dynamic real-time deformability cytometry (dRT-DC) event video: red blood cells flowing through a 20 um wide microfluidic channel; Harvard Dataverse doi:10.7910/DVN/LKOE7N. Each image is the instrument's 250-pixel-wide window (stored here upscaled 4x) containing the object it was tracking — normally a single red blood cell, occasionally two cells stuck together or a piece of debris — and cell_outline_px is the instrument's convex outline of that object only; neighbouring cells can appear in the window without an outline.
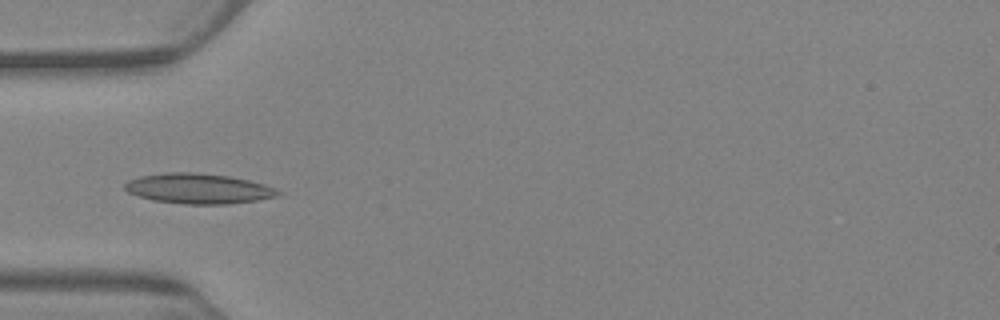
{"species": "Egyptian fruit bat (a non-hibernating species)", "species_latin": "Rousettus aegyptiacus", "temperature_condition": "warm", "stored_images_in_passage": 6, "camera_frame_rate_fps": 3000, "um_per_image_px": 0.085, "animal": {"sex": "female"}, "frame": {"image": 1, "passage_image": 5, "time_ms": 4.667, "image_size_px": [1000, 320], "cell_outline_px": [[284, 192], [280, 196], [256, 200], [228, 204], [184, 204], [152, 200], [128, 192], [124, 188], [124, 184], [128, 180], [140, 176], [164, 172], [196, 172], [228, 176], [248, 180], [264, 184], [276, 188]], "centroid_in_image_um": [16.89, 16.03], "position_along_channel_um": 68.1, "area_um2": 27.11}}
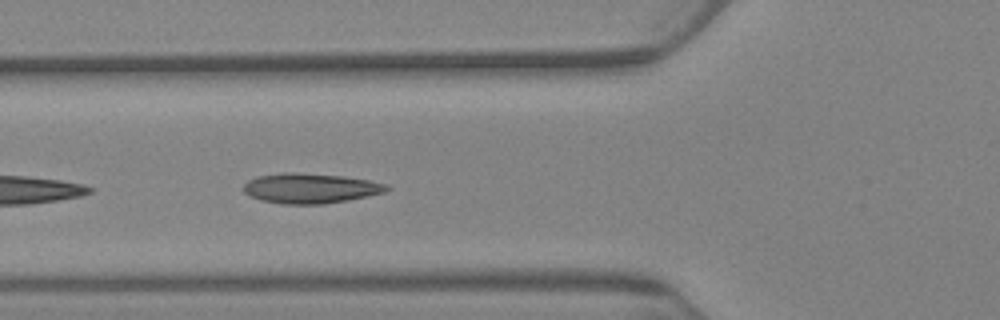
{"frame": {"image": 2, "passage_image": 6, "time_ms": 5.667, "image_size_px": [1000, 320], "cell_outline_px": [[392, 188], [384, 192], [348, 200], [324, 204], [284, 204], [260, 200], [244, 192], [244, 184], [248, 180], [256, 176], [280, 172], [292, 172], [344, 176], [368, 180], [384, 184]], "centroid_in_image_um": [26.35, 16.0], "position_along_channel_um": 99.5, "area_um2": 24.97}}